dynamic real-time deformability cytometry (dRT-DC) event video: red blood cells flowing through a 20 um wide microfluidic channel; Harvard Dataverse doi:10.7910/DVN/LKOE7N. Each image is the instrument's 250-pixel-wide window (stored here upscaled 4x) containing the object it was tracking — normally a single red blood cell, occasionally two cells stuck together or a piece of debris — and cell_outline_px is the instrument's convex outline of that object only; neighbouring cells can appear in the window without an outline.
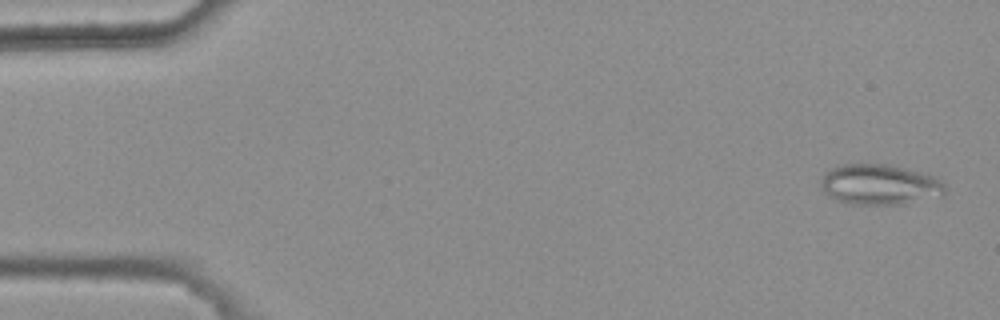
{"species": "common noctule bat (a hibernating species)", "species_latin": "Nyctalus noctula", "temperature_condition": "warm", "stored_images_in_passage": 5, "camera_frame_rate_fps": 3000, "um_per_image_px": 0.085, "animal": {"sex": "female", "body_mass_g": 25.1}, "frame": {"image": 1, "passage_image": 1, "time_ms": 0.0, "image_size_px": [1000, 320], "cell_outline_px": [[944, 196], [904, 204], [844, 204], [824, 192], [820, 184], [820, 180], [824, 172], [832, 168], [844, 164], [888, 164], [932, 176], [940, 180], [944, 184]], "centroid_in_image_um": [74.74, 15.7], "position_along_channel_um": 10.3, "area_um2": 29.25}}